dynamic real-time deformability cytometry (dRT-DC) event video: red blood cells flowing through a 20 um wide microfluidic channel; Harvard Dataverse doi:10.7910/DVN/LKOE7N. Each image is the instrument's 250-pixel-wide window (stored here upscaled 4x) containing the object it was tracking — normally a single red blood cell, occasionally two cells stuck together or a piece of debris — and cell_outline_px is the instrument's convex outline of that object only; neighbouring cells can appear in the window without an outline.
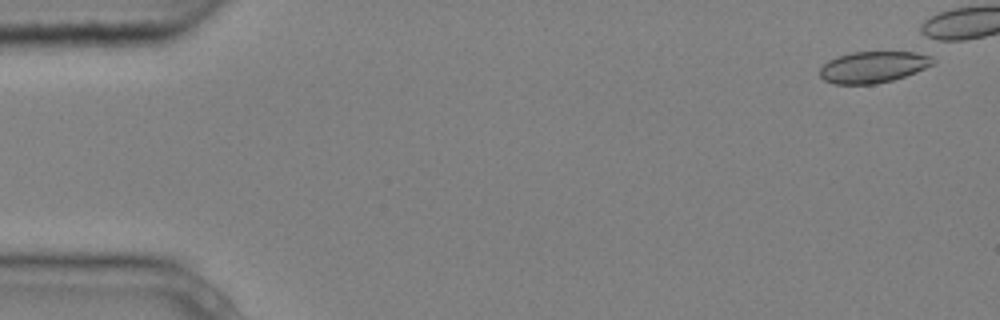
{"species": "common noctule bat (a hibernating species)", "species_latin": "Nyctalus noctula", "temperature_condition": "cold", "stored_images_in_passage": 3, "camera_frame_rate_fps": 3000, "um_per_image_px": 0.085, "animal": {"sex": "male", "body_mass_g": 20.4}, "frame": {"image": 1, "passage_image": 1, "time_ms": 0.0, "image_size_px": [1000, 320], "cell_outline_px": [[936, 60], [932, 64], [916, 72], [892, 80], [876, 84], [832, 84], [824, 80], [820, 76], [820, 68], [828, 60], [836, 56], [852, 52], [932, 52]], "centroid_in_image_um": [74.26, 5.68], "position_along_channel_um": 10.7, "area_um2": 21.04}}